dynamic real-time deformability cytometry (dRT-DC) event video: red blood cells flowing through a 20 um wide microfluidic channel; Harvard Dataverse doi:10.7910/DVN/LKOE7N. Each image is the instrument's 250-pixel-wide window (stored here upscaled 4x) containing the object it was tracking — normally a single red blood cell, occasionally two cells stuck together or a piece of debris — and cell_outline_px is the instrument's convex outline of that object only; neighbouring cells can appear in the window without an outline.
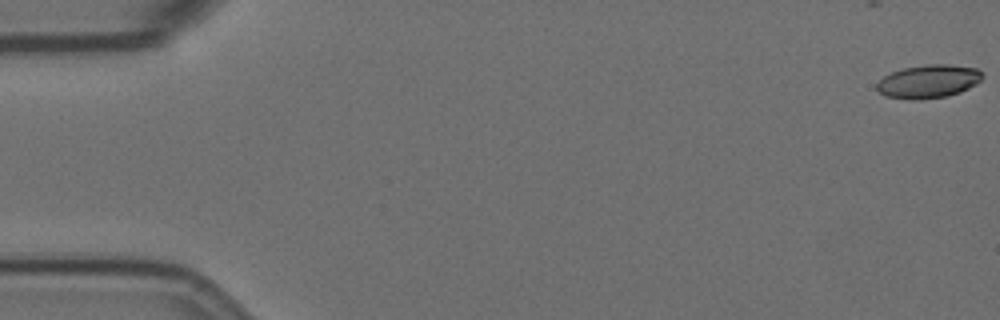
{"species": "Egyptian fruit bat (a non-hibernating species)", "species_latin": "Rousettus aegyptiacus", "temperature_condition": "room temperature", "stored_images_in_passage": 19, "camera_frame_rate_fps": 3000, "um_per_image_px": 0.085, "animal": {"sex": "female"}, "frame": {"image": 1, "passage_image": 1, "time_ms": 0.0, "image_size_px": [1000, 320], "cell_outline_px": [[984, 76], [976, 84], [960, 92], [948, 96], [916, 100], [888, 96], [880, 92], [876, 88], [876, 84], [884, 76], [892, 72], [904, 68], [928, 64], [948, 64], [976, 68]], "centroid_in_image_um": [78.93, 6.91], "position_along_channel_um": 6.1, "area_um2": 20.29}}
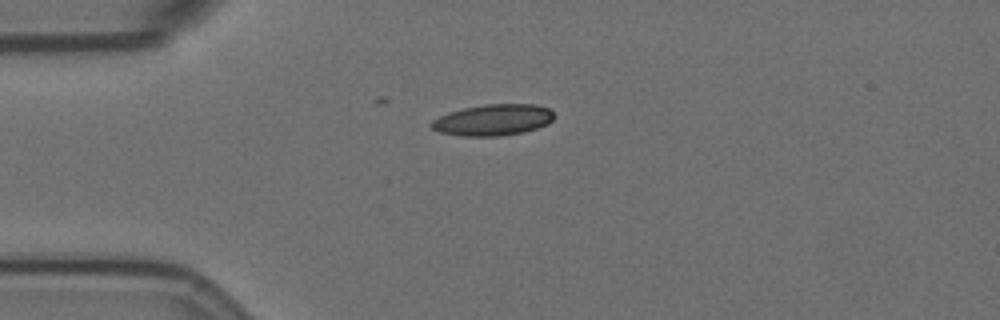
{"frame": {"image": 2, "passage_image": 15, "time_ms": 4.667, "image_size_px": [1000, 320], "cell_outline_px": [[552, 120], [548, 124], [524, 132], [496, 136], [464, 136], [440, 132], [432, 128], [428, 124], [432, 120], [448, 112], [464, 108], [484, 104], [532, 104], [548, 108], [552, 112]], "centroid_in_image_um": [41.88, 10.19], "position_along_channel_um": 43.1, "area_um2": 22.2}}